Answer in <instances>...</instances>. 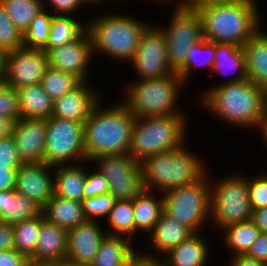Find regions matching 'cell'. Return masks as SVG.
Returning a JSON list of instances; mask_svg holds the SVG:
<instances>
[{
	"mask_svg": "<svg viewBox=\"0 0 267 266\" xmlns=\"http://www.w3.org/2000/svg\"><path fill=\"white\" fill-rule=\"evenodd\" d=\"M200 95L205 112H210L218 121L235 129L254 128L261 134L267 120V98L261 86L247 78L239 82L212 85Z\"/></svg>",
	"mask_w": 267,
	"mask_h": 266,
	"instance_id": "1",
	"label": "cell"
},
{
	"mask_svg": "<svg viewBox=\"0 0 267 266\" xmlns=\"http://www.w3.org/2000/svg\"><path fill=\"white\" fill-rule=\"evenodd\" d=\"M101 102L84 122V147L89 162L102 155L129 153L136 120L121 102L110 106Z\"/></svg>",
	"mask_w": 267,
	"mask_h": 266,
	"instance_id": "2",
	"label": "cell"
},
{
	"mask_svg": "<svg viewBox=\"0 0 267 266\" xmlns=\"http://www.w3.org/2000/svg\"><path fill=\"white\" fill-rule=\"evenodd\" d=\"M94 17L87 20L94 55L128 64L137 51L141 35L151 22L121 11H109Z\"/></svg>",
	"mask_w": 267,
	"mask_h": 266,
	"instance_id": "3",
	"label": "cell"
},
{
	"mask_svg": "<svg viewBox=\"0 0 267 266\" xmlns=\"http://www.w3.org/2000/svg\"><path fill=\"white\" fill-rule=\"evenodd\" d=\"M259 8L252 2L235 0L195 10H198L202 19L203 38L210 42L234 43L243 47L263 26Z\"/></svg>",
	"mask_w": 267,
	"mask_h": 266,
	"instance_id": "4",
	"label": "cell"
},
{
	"mask_svg": "<svg viewBox=\"0 0 267 266\" xmlns=\"http://www.w3.org/2000/svg\"><path fill=\"white\" fill-rule=\"evenodd\" d=\"M187 144L147 157L141 163L145 190L164 194L198 181L208 172L204 160L189 150Z\"/></svg>",
	"mask_w": 267,
	"mask_h": 266,
	"instance_id": "5",
	"label": "cell"
},
{
	"mask_svg": "<svg viewBox=\"0 0 267 266\" xmlns=\"http://www.w3.org/2000/svg\"><path fill=\"white\" fill-rule=\"evenodd\" d=\"M183 87L186 85L177 73L159 79H136L126 84L125 98L120 100L135 118L185 115L178 105Z\"/></svg>",
	"mask_w": 267,
	"mask_h": 266,
	"instance_id": "6",
	"label": "cell"
},
{
	"mask_svg": "<svg viewBox=\"0 0 267 266\" xmlns=\"http://www.w3.org/2000/svg\"><path fill=\"white\" fill-rule=\"evenodd\" d=\"M186 115L136 118L129 154L142 163L147 157L176 150L188 141Z\"/></svg>",
	"mask_w": 267,
	"mask_h": 266,
	"instance_id": "7",
	"label": "cell"
},
{
	"mask_svg": "<svg viewBox=\"0 0 267 266\" xmlns=\"http://www.w3.org/2000/svg\"><path fill=\"white\" fill-rule=\"evenodd\" d=\"M230 174V175H229ZM210 179V224L222 230L226 226L251 219L248 175L229 173ZM212 222V223H211ZM215 223V224H214Z\"/></svg>",
	"mask_w": 267,
	"mask_h": 266,
	"instance_id": "8",
	"label": "cell"
},
{
	"mask_svg": "<svg viewBox=\"0 0 267 266\" xmlns=\"http://www.w3.org/2000/svg\"><path fill=\"white\" fill-rule=\"evenodd\" d=\"M208 174L210 176L207 172L200 180L163 194L164 211L178 223L189 227L194 233L203 232L202 230L210 222V177Z\"/></svg>",
	"mask_w": 267,
	"mask_h": 266,
	"instance_id": "9",
	"label": "cell"
},
{
	"mask_svg": "<svg viewBox=\"0 0 267 266\" xmlns=\"http://www.w3.org/2000/svg\"><path fill=\"white\" fill-rule=\"evenodd\" d=\"M168 24L158 25L165 34L167 61L177 73L186 61L189 49L203 39L202 19L198 10L187 4L172 7Z\"/></svg>",
	"mask_w": 267,
	"mask_h": 266,
	"instance_id": "10",
	"label": "cell"
},
{
	"mask_svg": "<svg viewBox=\"0 0 267 266\" xmlns=\"http://www.w3.org/2000/svg\"><path fill=\"white\" fill-rule=\"evenodd\" d=\"M87 161L84 123L50 117L47 119L43 162L50 166Z\"/></svg>",
	"mask_w": 267,
	"mask_h": 266,
	"instance_id": "11",
	"label": "cell"
},
{
	"mask_svg": "<svg viewBox=\"0 0 267 266\" xmlns=\"http://www.w3.org/2000/svg\"><path fill=\"white\" fill-rule=\"evenodd\" d=\"M104 175L116 200H133L145 190L141 163L129 153L96 157L90 162Z\"/></svg>",
	"mask_w": 267,
	"mask_h": 266,
	"instance_id": "12",
	"label": "cell"
},
{
	"mask_svg": "<svg viewBox=\"0 0 267 266\" xmlns=\"http://www.w3.org/2000/svg\"><path fill=\"white\" fill-rule=\"evenodd\" d=\"M128 64L134 68L136 79H159L175 73L168 64L165 34L158 25L151 23L145 29Z\"/></svg>",
	"mask_w": 267,
	"mask_h": 266,
	"instance_id": "13",
	"label": "cell"
},
{
	"mask_svg": "<svg viewBox=\"0 0 267 266\" xmlns=\"http://www.w3.org/2000/svg\"><path fill=\"white\" fill-rule=\"evenodd\" d=\"M48 67L47 53L43 49L23 46L7 55L5 84L15 89L40 84Z\"/></svg>",
	"mask_w": 267,
	"mask_h": 266,
	"instance_id": "14",
	"label": "cell"
},
{
	"mask_svg": "<svg viewBox=\"0 0 267 266\" xmlns=\"http://www.w3.org/2000/svg\"><path fill=\"white\" fill-rule=\"evenodd\" d=\"M47 57L50 68L70 73L81 82L89 81L88 77L91 76L88 71L94 59L90 33L86 30L78 39L51 49L47 52Z\"/></svg>",
	"mask_w": 267,
	"mask_h": 266,
	"instance_id": "15",
	"label": "cell"
},
{
	"mask_svg": "<svg viewBox=\"0 0 267 266\" xmlns=\"http://www.w3.org/2000/svg\"><path fill=\"white\" fill-rule=\"evenodd\" d=\"M54 166L41 163L22 164L17 170L15 191L35 201L42 208L54 196Z\"/></svg>",
	"mask_w": 267,
	"mask_h": 266,
	"instance_id": "16",
	"label": "cell"
},
{
	"mask_svg": "<svg viewBox=\"0 0 267 266\" xmlns=\"http://www.w3.org/2000/svg\"><path fill=\"white\" fill-rule=\"evenodd\" d=\"M47 119L21 117L13 122L11 134L23 164L43 162Z\"/></svg>",
	"mask_w": 267,
	"mask_h": 266,
	"instance_id": "17",
	"label": "cell"
},
{
	"mask_svg": "<svg viewBox=\"0 0 267 266\" xmlns=\"http://www.w3.org/2000/svg\"><path fill=\"white\" fill-rule=\"evenodd\" d=\"M89 81L81 82L72 91L53 101L51 117L84 123L92 109L102 100L98 85L90 86Z\"/></svg>",
	"mask_w": 267,
	"mask_h": 266,
	"instance_id": "18",
	"label": "cell"
},
{
	"mask_svg": "<svg viewBox=\"0 0 267 266\" xmlns=\"http://www.w3.org/2000/svg\"><path fill=\"white\" fill-rule=\"evenodd\" d=\"M102 228L100 221H86L69 229L66 260L90 265L107 235L106 228Z\"/></svg>",
	"mask_w": 267,
	"mask_h": 266,
	"instance_id": "19",
	"label": "cell"
},
{
	"mask_svg": "<svg viewBox=\"0 0 267 266\" xmlns=\"http://www.w3.org/2000/svg\"><path fill=\"white\" fill-rule=\"evenodd\" d=\"M193 234L194 232L189 227L178 223L175 219L163 211L159 220L149 233V236L146 234L147 237H149L148 240L150 242V247L154 251L149 253L142 252V254L161 259L167 252L179 246Z\"/></svg>",
	"mask_w": 267,
	"mask_h": 266,
	"instance_id": "20",
	"label": "cell"
},
{
	"mask_svg": "<svg viewBox=\"0 0 267 266\" xmlns=\"http://www.w3.org/2000/svg\"><path fill=\"white\" fill-rule=\"evenodd\" d=\"M68 231L48 222L41 215V229L34 254L29 258L37 261L63 262L67 255Z\"/></svg>",
	"mask_w": 267,
	"mask_h": 266,
	"instance_id": "21",
	"label": "cell"
},
{
	"mask_svg": "<svg viewBox=\"0 0 267 266\" xmlns=\"http://www.w3.org/2000/svg\"><path fill=\"white\" fill-rule=\"evenodd\" d=\"M201 232L194 233L162 258L164 266H207L211 249ZM208 262V263H207Z\"/></svg>",
	"mask_w": 267,
	"mask_h": 266,
	"instance_id": "22",
	"label": "cell"
},
{
	"mask_svg": "<svg viewBox=\"0 0 267 266\" xmlns=\"http://www.w3.org/2000/svg\"><path fill=\"white\" fill-rule=\"evenodd\" d=\"M213 72L221 76L228 75L227 81H222L219 84L239 82L247 79L246 57L243 47L234 43H215V62L211 74ZM232 75V76H231Z\"/></svg>",
	"mask_w": 267,
	"mask_h": 266,
	"instance_id": "23",
	"label": "cell"
},
{
	"mask_svg": "<svg viewBox=\"0 0 267 266\" xmlns=\"http://www.w3.org/2000/svg\"><path fill=\"white\" fill-rule=\"evenodd\" d=\"M89 163V161H83L77 164L54 166V195L82 202L88 168L86 166Z\"/></svg>",
	"mask_w": 267,
	"mask_h": 266,
	"instance_id": "24",
	"label": "cell"
},
{
	"mask_svg": "<svg viewBox=\"0 0 267 266\" xmlns=\"http://www.w3.org/2000/svg\"><path fill=\"white\" fill-rule=\"evenodd\" d=\"M263 27L243 45L247 78L261 87L267 83V33Z\"/></svg>",
	"mask_w": 267,
	"mask_h": 266,
	"instance_id": "25",
	"label": "cell"
},
{
	"mask_svg": "<svg viewBox=\"0 0 267 266\" xmlns=\"http://www.w3.org/2000/svg\"><path fill=\"white\" fill-rule=\"evenodd\" d=\"M42 207L15 190L0 191V221L9 225L41 216Z\"/></svg>",
	"mask_w": 267,
	"mask_h": 266,
	"instance_id": "26",
	"label": "cell"
},
{
	"mask_svg": "<svg viewBox=\"0 0 267 266\" xmlns=\"http://www.w3.org/2000/svg\"><path fill=\"white\" fill-rule=\"evenodd\" d=\"M132 203L135 237L138 232L149 234L164 211L163 194L159 195L158 192L144 190L132 200Z\"/></svg>",
	"mask_w": 267,
	"mask_h": 266,
	"instance_id": "27",
	"label": "cell"
},
{
	"mask_svg": "<svg viewBox=\"0 0 267 266\" xmlns=\"http://www.w3.org/2000/svg\"><path fill=\"white\" fill-rule=\"evenodd\" d=\"M42 213L48 222L67 231L87 221L83 213L82 202L63 199L55 195L43 207Z\"/></svg>",
	"mask_w": 267,
	"mask_h": 266,
	"instance_id": "28",
	"label": "cell"
},
{
	"mask_svg": "<svg viewBox=\"0 0 267 266\" xmlns=\"http://www.w3.org/2000/svg\"><path fill=\"white\" fill-rule=\"evenodd\" d=\"M133 241L124 236L106 235L90 266H122L138 252Z\"/></svg>",
	"mask_w": 267,
	"mask_h": 266,
	"instance_id": "29",
	"label": "cell"
},
{
	"mask_svg": "<svg viewBox=\"0 0 267 266\" xmlns=\"http://www.w3.org/2000/svg\"><path fill=\"white\" fill-rule=\"evenodd\" d=\"M23 118L48 119L53 110V100L43 90L41 84L16 89Z\"/></svg>",
	"mask_w": 267,
	"mask_h": 266,
	"instance_id": "30",
	"label": "cell"
},
{
	"mask_svg": "<svg viewBox=\"0 0 267 266\" xmlns=\"http://www.w3.org/2000/svg\"><path fill=\"white\" fill-rule=\"evenodd\" d=\"M221 232L223 233L222 244L225 245L224 248L229 250L230 257L245 255L260 235L259 229L251 219L230 224Z\"/></svg>",
	"mask_w": 267,
	"mask_h": 266,
	"instance_id": "31",
	"label": "cell"
},
{
	"mask_svg": "<svg viewBox=\"0 0 267 266\" xmlns=\"http://www.w3.org/2000/svg\"><path fill=\"white\" fill-rule=\"evenodd\" d=\"M77 16L53 15L49 41L43 49L46 53L53 48L63 46L78 39L87 30V20L81 22Z\"/></svg>",
	"mask_w": 267,
	"mask_h": 266,
	"instance_id": "32",
	"label": "cell"
},
{
	"mask_svg": "<svg viewBox=\"0 0 267 266\" xmlns=\"http://www.w3.org/2000/svg\"><path fill=\"white\" fill-rule=\"evenodd\" d=\"M215 62V42H210L203 38L201 41L192 45L186 57L184 66L177 72L181 77L184 84L190 82L189 79L193 78L196 68L207 69L212 71ZM193 73V74H192Z\"/></svg>",
	"mask_w": 267,
	"mask_h": 266,
	"instance_id": "33",
	"label": "cell"
},
{
	"mask_svg": "<svg viewBox=\"0 0 267 266\" xmlns=\"http://www.w3.org/2000/svg\"><path fill=\"white\" fill-rule=\"evenodd\" d=\"M106 221L109 225L107 235L124 236L133 240L135 222L132 200H116Z\"/></svg>",
	"mask_w": 267,
	"mask_h": 266,
	"instance_id": "34",
	"label": "cell"
},
{
	"mask_svg": "<svg viewBox=\"0 0 267 266\" xmlns=\"http://www.w3.org/2000/svg\"><path fill=\"white\" fill-rule=\"evenodd\" d=\"M13 24L21 31L30 26L38 12L43 9V0H0Z\"/></svg>",
	"mask_w": 267,
	"mask_h": 266,
	"instance_id": "35",
	"label": "cell"
},
{
	"mask_svg": "<svg viewBox=\"0 0 267 266\" xmlns=\"http://www.w3.org/2000/svg\"><path fill=\"white\" fill-rule=\"evenodd\" d=\"M41 229V216L13 225L15 250L30 258L35 251Z\"/></svg>",
	"mask_w": 267,
	"mask_h": 266,
	"instance_id": "36",
	"label": "cell"
},
{
	"mask_svg": "<svg viewBox=\"0 0 267 266\" xmlns=\"http://www.w3.org/2000/svg\"><path fill=\"white\" fill-rule=\"evenodd\" d=\"M52 19L53 14L49 10L44 8L40 10L23 33L24 47L44 49L49 41Z\"/></svg>",
	"mask_w": 267,
	"mask_h": 266,
	"instance_id": "37",
	"label": "cell"
},
{
	"mask_svg": "<svg viewBox=\"0 0 267 266\" xmlns=\"http://www.w3.org/2000/svg\"><path fill=\"white\" fill-rule=\"evenodd\" d=\"M80 83L74 75L48 67L40 84L54 101L72 91Z\"/></svg>",
	"mask_w": 267,
	"mask_h": 266,
	"instance_id": "38",
	"label": "cell"
},
{
	"mask_svg": "<svg viewBox=\"0 0 267 266\" xmlns=\"http://www.w3.org/2000/svg\"><path fill=\"white\" fill-rule=\"evenodd\" d=\"M23 46V32L13 24L0 3V49L9 53Z\"/></svg>",
	"mask_w": 267,
	"mask_h": 266,
	"instance_id": "39",
	"label": "cell"
},
{
	"mask_svg": "<svg viewBox=\"0 0 267 266\" xmlns=\"http://www.w3.org/2000/svg\"><path fill=\"white\" fill-rule=\"evenodd\" d=\"M115 202L116 199L110 193L83 199L82 208L84 216L87 221H104Z\"/></svg>",
	"mask_w": 267,
	"mask_h": 266,
	"instance_id": "40",
	"label": "cell"
},
{
	"mask_svg": "<svg viewBox=\"0 0 267 266\" xmlns=\"http://www.w3.org/2000/svg\"><path fill=\"white\" fill-rule=\"evenodd\" d=\"M0 115L7 117L12 122L22 117L18 92L15 88L0 84Z\"/></svg>",
	"mask_w": 267,
	"mask_h": 266,
	"instance_id": "41",
	"label": "cell"
},
{
	"mask_svg": "<svg viewBox=\"0 0 267 266\" xmlns=\"http://www.w3.org/2000/svg\"><path fill=\"white\" fill-rule=\"evenodd\" d=\"M264 172L254 177L248 176V191L252 210L267 208V173Z\"/></svg>",
	"mask_w": 267,
	"mask_h": 266,
	"instance_id": "42",
	"label": "cell"
},
{
	"mask_svg": "<svg viewBox=\"0 0 267 266\" xmlns=\"http://www.w3.org/2000/svg\"><path fill=\"white\" fill-rule=\"evenodd\" d=\"M21 162L12 134L0 140V169H19Z\"/></svg>",
	"mask_w": 267,
	"mask_h": 266,
	"instance_id": "43",
	"label": "cell"
},
{
	"mask_svg": "<svg viewBox=\"0 0 267 266\" xmlns=\"http://www.w3.org/2000/svg\"><path fill=\"white\" fill-rule=\"evenodd\" d=\"M90 171L87 168V175L84 185V199L91 198L98 195H103L109 193L108 182L104 175L93 166Z\"/></svg>",
	"mask_w": 267,
	"mask_h": 266,
	"instance_id": "44",
	"label": "cell"
},
{
	"mask_svg": "<svg viewBox=\"0 0 267 266\" xmlns=\"http://www.w3.org/2000/svg\"><path fill=\"white\" fill-rule=\"evenodd\" d=\"M82 7L80 0H43V8L49 9L53 15L75 16Z\"/></svg>",
	"mask_w": 267,
	"mask_h": 266,
	"instance_id": "45",
	"label": "cell"
},
{
	"mask_svg": "<svg viewBox=\"0 0 267 266\" xmlns=\"http://www.w3.org/2000/svg\"><path fill=\"white\" fill-rule=\"evenodd\" d=\"M245 255L267 263V234L260 233Z\"/></svg>",
	"mask_w": 267,
	"mask_h": 266,
	"instance_id": "46",
	"label": "cell"
},
{
	"mask_svg": "<svg viewBox=\"0 0 267 266\" xmlns=\"http://www.w3.org/2000/svg\"><path fill=\"white\" fill-rule=\"evenodd\" d=\"M29 258L15 249L0 251V266H26Z\"/></svg>",
	"mask_w": 267,
	"mask_h": 266,
	"instance_id": "47",
	"label": "cell"
},
{
	"mask_svg": "<svg viewBox=\"0 0 267 266\" xmlns=\"http://www.w3.org/2000/svg\"><path fill=\"white\" fill-rule=\"evenodd\" d=\"M15 249L13 225L0 221V251Z\"/></svg>",
	"mask_w": 267,
	"mask_h": 266,
	"instance_id": "48",
	"label": "cell"
},
{
	"mask_svg": "<svg viewBox=\"0 0 267 266\" xmlns=\"http://www.w3.org/2000/svg\"><path fill=\"white\" fill-rule=\"evenodd\" d=\"M18 169H0V191L15 190Z\"/></svg>",
	"mask_w": 267,
	"mask_h": 266,
	"instance_id": "49",
	"label": "cell"
},
{
	"mask_svg": "<svg viewBox=\"0 0 267 266\" xmlns=\"http://www.w3.org/2000/svg\"><path fill=\"white\" fill-rule=\"evenodd\" d=\"M137 252L125 266H164L161 259Z\"/></svg>",
	"mask_w": 267,
	"mask_h": 266,
	"instance_id": "50",
	"label": "cell"
},
{
	"mask_svg": "<svg viewBox=\"0 0 267 266\" xmlns=\"http://www.w3.org/2000/svg\"><path fill=\"white\" fill-rule=\"evenodd\" d=\"M228 266H267V263L250 258L247 255H235L230 257Z\"/></svg>",
	"mask_w": 267,
	"mask_h": 266,
	"instance_id": "51",
	"label": "cell"
},
{
	"mask_svg": "<svg viewBox=\"0 0 267 266\" xmlns=\"http://www.w3.org/2000/svg\"><path fill=\"white\" fill-rule=\"evenodd\" d=\"M251 220L259 229L260 233L267 234V208L253 210Z\"/></svg>",
	"mask_w": 267,
	"mask_h": 266,
	"instance_id": "52",
	"label": "cell"
},
{
	"mask_svg": "<svg viewBox=\"0 0 267 266\" xmlns=\"http://www.w3.org/2000/svg\"><path fill=\"white\" fill-rule=\"evenodd\" d=\"M235 0H190L187 5L192 9H201L207 6L228 4Z\"/></svg>",
	"mask_w": 267,
	"mask_h": 266,
	"instance_id": "53",
	"label": "cell"
},
{
	"mask_svg": "<svg viewBox=\"0 0 267 266\" xmlns=\"http://www.w3.org/2000/svg\"><path fill=\"white\" fill-rule=\"evenodd\" d=\"M13 122L0 115V140L11 134Z\"/></svg>",
	"mask_w": 267,
	"mask_h": 266,
	"instance_id": "54",
	"label": "cell"
},
{
	"mask_svg": "<svg viewBox=\"0 0 267 266\" xmlns=\"http://www.w3.org/2000/svg\"><path fill=\"white\" fill-rule=\"evenodd\" d=\"M7 51L0 49V84L5 83L6 67H7Z\"/></svg>",
	"mask_w": 267,
	"mask_h": 266,
	"instance_id": "55",
	"label": "cell"
},
{
	"mask_svg": "<svg viewBox=\"0 0 267 266\" xmlns=\"http://www.w3.org/2000/svg\"><path fill=\"white\" fill-rule=\"evenodd\" d=\"M26 266H63V262L56 261H37L29 259Z\"/></svg>",
	"mask_w": 267,
	"mask_h": 266,
	"instance_id": "56",
	"label": "cell"
},
{
	"mask_svg": "<svg viewBox=\"0 0 267 266\" xmlns=\"http://www.w3.org/2000/svg\"><path fill=\"white\" fill-rule=\"evenodd\" d=\"M80 2L82 3L83 6H85L84 8H87L90 6H94L96 8L97 6H100L102 2L105 3L106 0H80Z\"/></svg>",
	"mask_w": 267,
	"mask_h": 266,
	"instance_id": "57",
	"label": "cell"
},
{
	"mask_svg": "<svg viewBox=\"0 0 267 266\" xmlns=\"http://www.w3.org/2000/svg\"><path fill=\"white\" fill-rule=\"evenodd\" d=\"M260 136L263 139L262 140L263 141L262 144H264V147L266 146L265 148L267 149V120H266V122L264 124L263 130H262Z\"/></svg>",
	"mask_w": 267,
	"mask_h": 266,
	"instance_id": "58",
	"label": "cell"
},
{
	"mask_svg": "<svg viewBox=\"0 0 267 266\" xmlns=\"http://www.w3.org/2000/svg\"><path fill=\"white\" fill-rule=\"evenodd\" d=\"M63 266H90L88 264H77V263H72L70 261L64 260L63 261Z\"/></svg>",
	"mask_w": 267,
	"mask_h": 266,
	"instance_id": "59",
	"label": "cell"
},
{
	"mask_svg": "<svg viewBox=\"0 0 267 266\" xmlns=\"http://www.w3.org/2000/svg\"><path fill=\"white\" fill-rule=\"evenodd\" d=\"M149 1H150L151 3H152V2H154V3H155V2H156V3L159 2V3H157V4H160V3H161V4H164V3L167 4V3H169V2H172V0H149ZM174 4H175V3H174V0H173V5H174Z\"/></svg>",
	"mask_w": 267,
	"mask_h": 266,
	"instance_id": "60",
	"label": "cell"
},
{
	"mask_svg": "<svg viewBox=\"0 0 267 266\" xmlns=\"http://www.w3.org/2000/svg\"><path fill=\"white\" fill-rule=\"evenodd\" d=\"M190 0H174L175 5L187 4Z\"/></svg>",
	"mask_w": 267,
	"mask_h": 266,
	"instance_id": "61",
	"label": "cell"
},
{
	"mask_svg": "<svg viewBox=\"0 0 267 266\" xmlns=\"http://www.w3.org/2000/svg\"><path fill=\"white\" fill-rule=\"evenodd\" d=\"M262 88L264 89V93L267 98V83Z\"/></svg>",
	"mask_w": 267,
	"mask_h": 266,
	"instance_id": "62",
	"label": "cell"
},
{
	"mask_svg": "<svg viewBox=\"0 0 267 266\" xmlns=\"http://www.w3.org/2000/svg\"><path fill=\"white\" fill-rule=\"evenodd\" d=\"M244 1H249V2H252V3H254V4H257L258 5V1L257 0H244Z\"/></svg>",
	"mask_w": 267,
	"mask_h": 266,
	"instance_id": "63",
	"label": "cell"
}]
</instances>
